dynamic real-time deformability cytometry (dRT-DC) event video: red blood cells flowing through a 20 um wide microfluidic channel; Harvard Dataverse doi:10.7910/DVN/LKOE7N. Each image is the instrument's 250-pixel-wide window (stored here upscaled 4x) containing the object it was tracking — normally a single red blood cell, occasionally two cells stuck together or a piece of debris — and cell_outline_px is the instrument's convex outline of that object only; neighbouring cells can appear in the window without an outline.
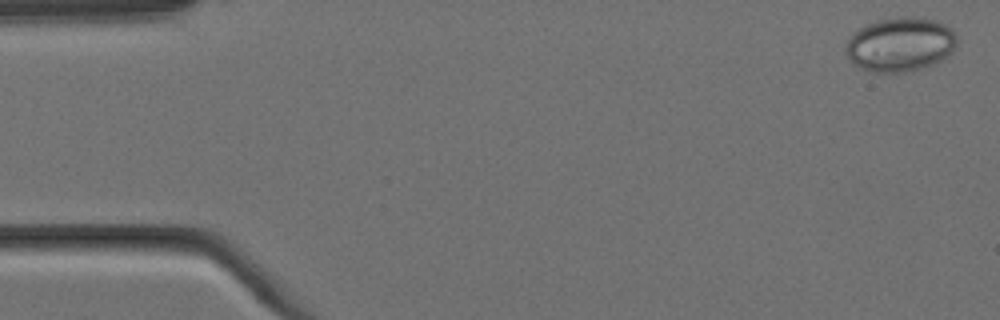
{"species": "Egyptian fruit bat (a non-hibernating species)", "species_latin": "Rousettus aegyptiacus", "temperature_condition": "cold", "stored_images_in_passage": 4, "camera_frame_rate_fps": 3000, "um_per_image_px": 0.085, "animal": {"sex": "female"}, "frame": {"image": 1, "passage_image": 1, "time_ms": 0.0, "image_size_px": [1000, 320], "cell_outline_px": [[956, 44], [952, 52], [944, 60], [936, 64], [904, 72], [872, 72], [860, 68], [848, 56], [844, 48], [852, 32], [876, 20], [904, 16], [920, 16], [936, 20], [952, 28], [956, 36]], "centroid_in_image_um": [76.55, 3.76], "position_along_channel_um": 8.5, "area_um2": 35.43}}